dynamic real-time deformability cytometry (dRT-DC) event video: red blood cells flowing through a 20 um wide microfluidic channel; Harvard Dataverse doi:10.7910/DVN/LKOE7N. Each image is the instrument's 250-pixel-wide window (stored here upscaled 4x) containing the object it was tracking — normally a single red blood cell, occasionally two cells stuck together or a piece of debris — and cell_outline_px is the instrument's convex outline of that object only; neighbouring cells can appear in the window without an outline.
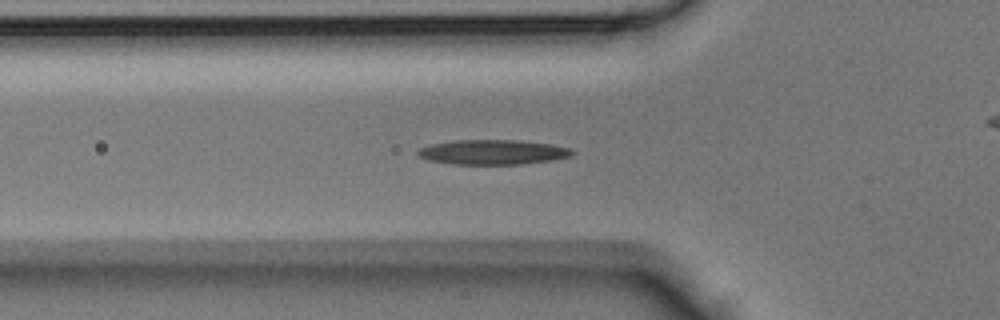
{"species": "Egyptian fruit bat (a non-hibernating species)", "species_latin": "Rousettus aegyptiacus", "temperature_condition": "room temperature", "stored_images_in_passage": 38, "camera_frame_rate_fps": 3000, "um_per_image_px": 0.085, "animal": {"sex": "male"}, "frame": {"image": 1, "passage_image": 8, "time_ms": 2.333, "image_size_px": [1000, 320], "cell_outline_px": [[576, 152], [572, 156], [552, 160], [520, 164], [452, 164], [428, 160], [420, 156], [416, 152], [420, 148], [432, 144], [456, 140], [516, 140], [552, 144], [572, 148]], "centroid_in_image_um": [41.94, 12.93], "position_along_channel_um": 83.9, "area_um2": 22.31}}
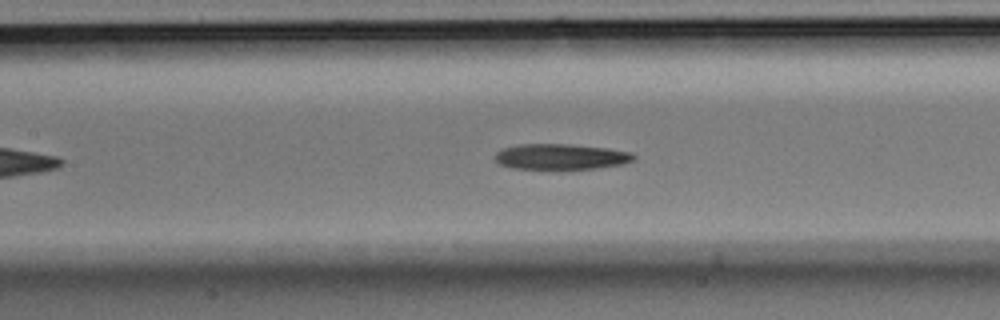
{"frame": {"image": 2, "passage_image": 13, "time_ms": 4.0, "image_size_px": [1000, 320], "cell_outline_px": [[636, 160], [620, 164], [596, 168], [512, 168], [500, 164], [496, 160], [496, 152], [500, 148], [516, 144], [568, 144], [608, 148], [632, 152], [636, 156]], "centroid_in_image_um": [47.68, 13.29], "position_along_channel_um": 159.7, "area_um2": 20.58}}
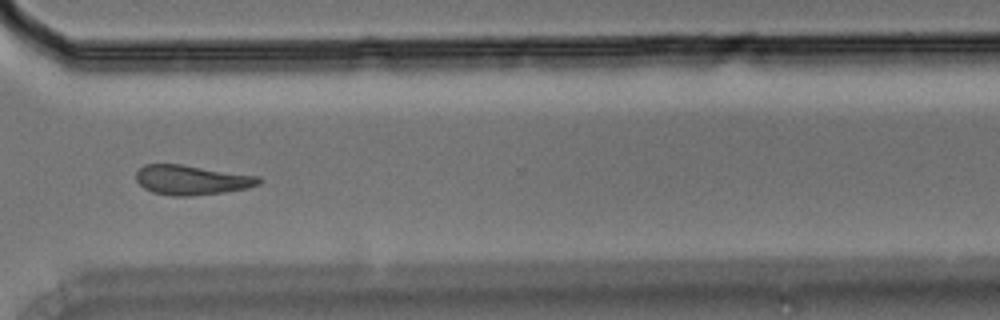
{"frame": {"image": 3, "passage_image": 26, "time_ms": 8.333, "image_size_px": [1000, 320], "cell_outline_px": [[260, 184], [248, 188], [224, 192], [188, 196], [172, 196], [152, 192], [144, 188], [136, 180], [136, 172], [144, 164], [180, 164], [260, 176]], "centroid_in_image_um": [16.28, 15.29], "position_along_channel_um": 354.3, "area_um2": 21.21}}